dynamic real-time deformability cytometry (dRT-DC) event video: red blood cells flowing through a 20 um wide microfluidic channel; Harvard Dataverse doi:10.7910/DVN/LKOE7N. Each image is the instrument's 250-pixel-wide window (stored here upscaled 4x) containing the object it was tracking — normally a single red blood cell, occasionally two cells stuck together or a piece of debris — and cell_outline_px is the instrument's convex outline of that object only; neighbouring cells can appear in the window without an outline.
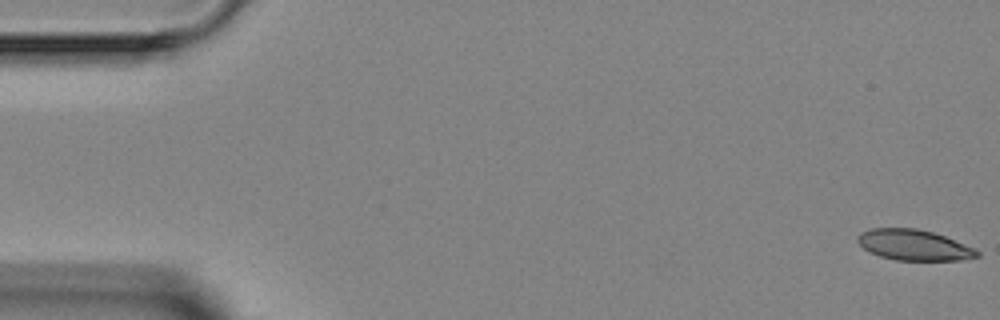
{"species": "Egyptian fruit bat (a non-hibernating species)", "species_latin": "Rousettus aegyptiacus", "temperature_condition": "room temperature", "stored_images_in_passage": 4, "camera_frame_rate_fps": 3000, "um_per_image_px": 0.085, "animal": {"sex": "female"}, "frame": {"image": 1, "passage_image": 1, "time_ms": 0.0, "image_size_px": [1000, 320], "cell_outline_px": [[980, 256], [964, 260], [896, 260], [880, 256], [868, 252], [856, 240], [856, 236], [860, 232], [872, 228], [916, 228], [932, 232], [944, 236], [976, 248], [980, 252]], "centroid_in_image_um": [77.68, 20.83], "position_along_channel_um": 7.3, "area_um2": 21.5}}
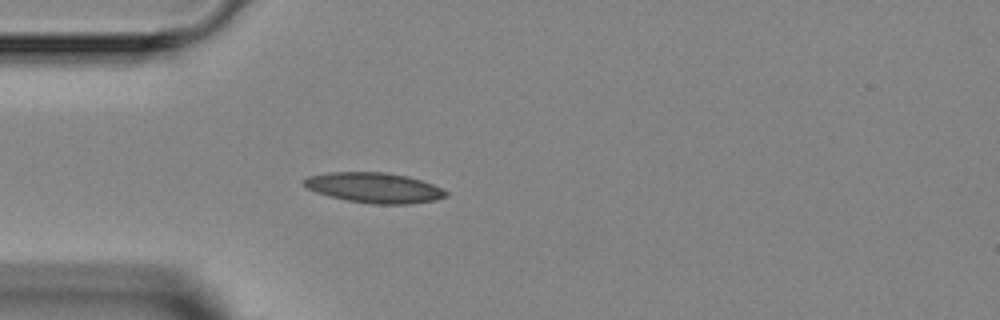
{"frame": {"image": 2, "passage_image": 4, "time_ms": 4.333, "image_size_px": [1000, 320], "cell_outline_px": [[448, 196], [436, 200], [408, 204], [372, 204], [348, 200], [328, 196], [316, 192], [300, 184], [308, 176], [328, 172], [384, 172], [408, 176], [432, 184], [448, 192]], "centroid_in_image_um": [31.79, 15.95], "position_along_channel_um": 53.2, "area_um2": 25.03}}